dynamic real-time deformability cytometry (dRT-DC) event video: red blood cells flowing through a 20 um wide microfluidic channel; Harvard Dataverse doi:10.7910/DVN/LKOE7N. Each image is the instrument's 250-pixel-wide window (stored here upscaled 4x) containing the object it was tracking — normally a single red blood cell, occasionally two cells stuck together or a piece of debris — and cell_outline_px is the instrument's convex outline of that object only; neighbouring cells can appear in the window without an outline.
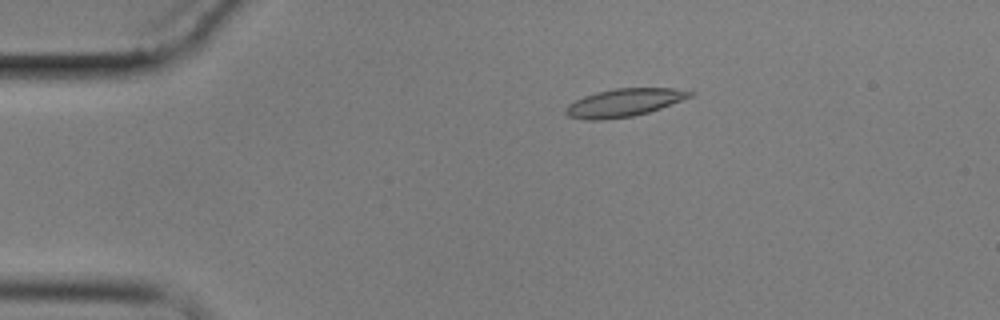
{"species": "common noctule bat (a hibernating species)", "species_latin": "Nyctalus noctula", "temperature_condition": "cold", "stored_images_in_passage": 5, "camera_frame_rate_fps": 3000, "um_per_image_px": 0.085, "animal": {"sex": "male", "body_mass_g": 17.9}, "frame": {"image": 1, "passage_image": 2, "time_ms": 2.333, "image_size_px": [1000, 320], "cell_outline_px": [[696, 92], [692, 96], [660, 108], [648, 112], [632, 116], [600, 120], [588, 120], [568, 116], [564, 112], [564, 108], [568, 104], [584, 96], [596, 92], [616, 88], [672, 88]], "centroid_in_image_um": [53.02, 8.72], "position_along_channel_um": 32.0, "area_um2": 20.06}}
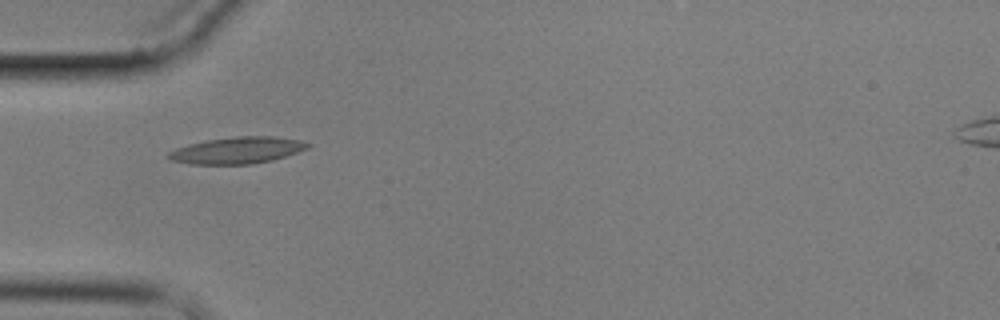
{"frame": {"image": 2, "passage_image": 4, "time_ms": 4.667, "image_size_px": [1000, 320], "cell_outline_px": [[312, 144], [308, 148], [272, 160], [252, 164], [188, 164], [168, 160], [164, 156], [168, 152], [176, 148], [188, 144], [208, 140], [236, 136], [276, 136], [300, 140]], "centroid_in_image_um": [20.11, 12.78], "position_along_channel_um": 64.9, "area_um2": 21.73}}
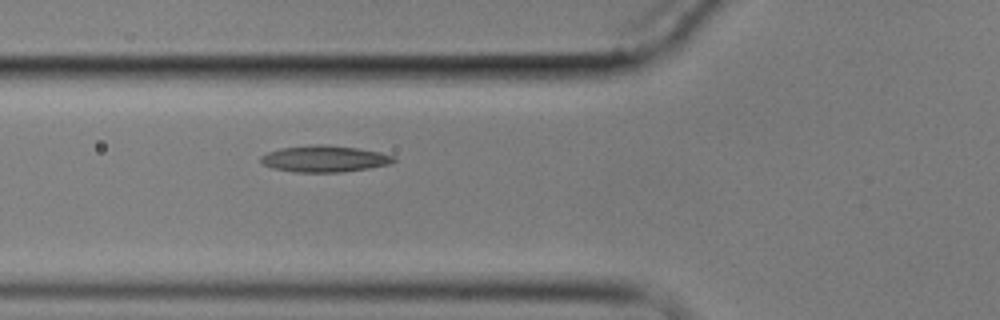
{"frame": {"image": 3, "passage_image": 5, "time_ms": 5.667, "image_size_px": [1000, 320], "cell_outline_px": [[396, 160], [388, 164], [368, 168], [340, 172], [296, 172], [272, 168], [264, 164], [260, 160], [260, 156], [268, 152], [280, 148], [316, 144], [320, 144], [356, 148], [380, 152], [396, 156]], "centroid_in_image_um": [27.57, 13.49], "position_along_channel_um": 98.2, "area_um2": 20.35}}